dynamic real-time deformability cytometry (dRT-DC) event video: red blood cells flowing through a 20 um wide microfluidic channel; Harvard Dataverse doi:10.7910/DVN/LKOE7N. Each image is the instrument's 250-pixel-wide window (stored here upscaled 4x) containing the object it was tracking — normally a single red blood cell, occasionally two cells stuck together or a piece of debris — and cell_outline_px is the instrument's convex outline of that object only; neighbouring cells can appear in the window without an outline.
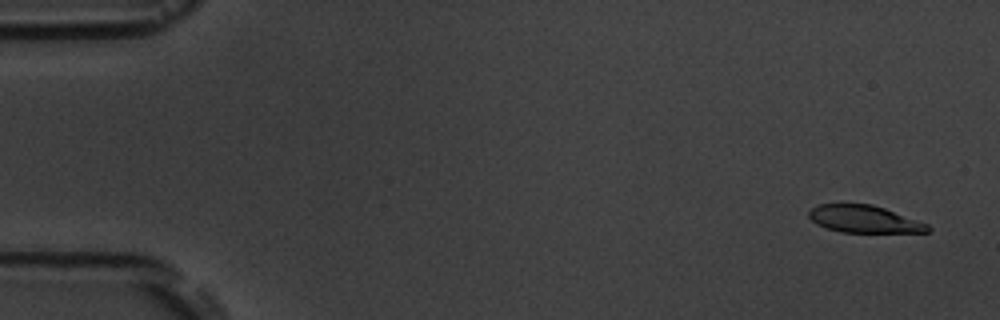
{"species": "common noctule bat (a hibernating species)", "species_latin": "Nyctalus noctula", "temperature_condition": "room temperature", "stored_images_in_passage": 5, "camera_frame_rate_fps": 3000, "um_per_image_px": 0.085, "animal": {"sex": "male", "body_mass_g": 19.5, "forearm_length_mm": 54.6}, "frame": {"image": 1, "passage_image": 1, "time_ms": 0.0, "image_size_px": [1000, 320], "cell_outline_px": [[932, 228], [928, 232], [840, 232], [816, 224], [808, 216], [808, 212], [812, 208], [820, 204], [872, 204], [884, 208], [928, 224]], "centroid_in_image_um": [73.45, 18.62], "position_along_channel_um": 11.5, "area_um2": 18.73}}
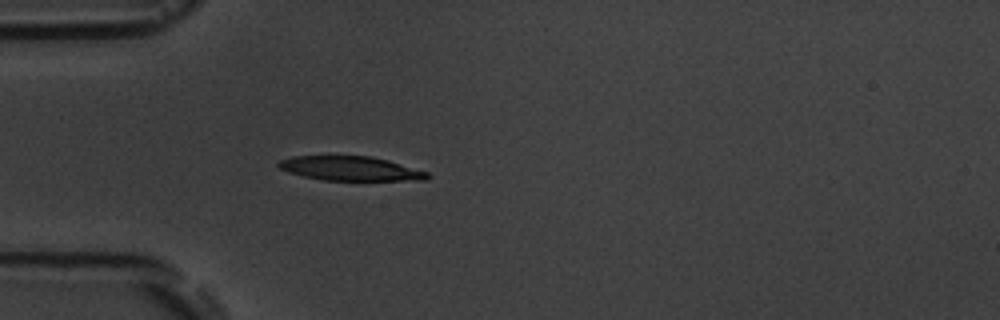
{"frame": {"image": 2, "passage_image": 5, "time_ms": 4.667, "image_size_px": [1000, 320], "cell_outline_px": [[432, 176], [428, 180], [324, 180], [304, 176], [288, 172], [280, 168], [276, 164], [280, 160], [292, 156], [372, 156], [388, 160], [428, 172]], "centroid_in_image_um": [29.81, 14.32], "position_along_channel_um": 55.2, "area_um2": 21.04}}